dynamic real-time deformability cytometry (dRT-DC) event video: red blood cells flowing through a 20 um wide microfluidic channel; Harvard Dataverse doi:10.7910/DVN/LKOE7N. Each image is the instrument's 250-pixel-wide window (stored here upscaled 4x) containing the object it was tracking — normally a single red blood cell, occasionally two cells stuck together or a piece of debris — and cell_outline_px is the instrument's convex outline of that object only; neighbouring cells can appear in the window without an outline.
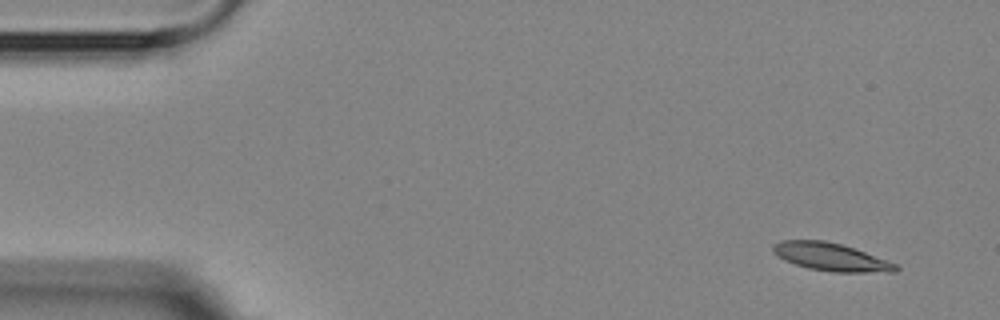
{"species": "Egyptian fruit bat (a non-hibernating species)", "species_latin": "Rousettus aegyptiacus", "temperature_condition": "room temperature", "stored_images_in_passage": 8, "camera_frame_rate_fps": 3000, "um_per_image_px": 0.085, "animal": {"sex": "female"}, "frame": {"image": 1, "passage_image": 1, "time_ms": 0.0, "image_size_px": [1000, 320], "cell_outline_px": [[900, 268], [896, 272], [832, 272], [808, 268], [784, 260], [772, 252], [772, 244], [780, 240], [824, 240], [840, 244], [864, 252], [896, 264]], "centroid_in_image_um": [70.58, 21.84], "position_along_channel_um": 14.4, "area_um2": 19.77}}
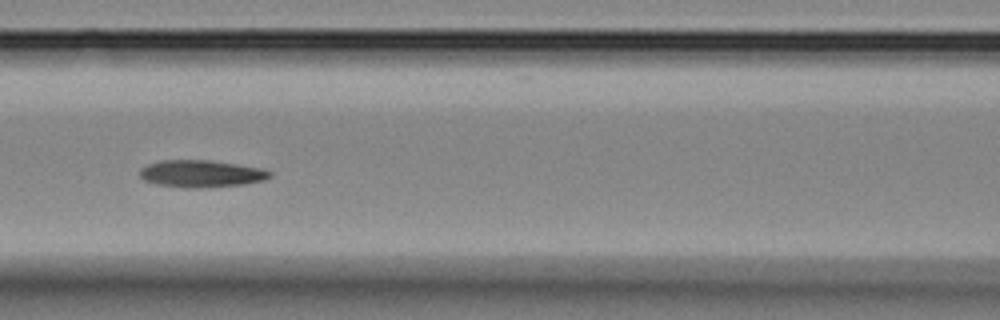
{"frame": {"image": 2, "passage_image": 7, "time_ms": 6.667, "image_size_px": [1000, 320], "cell_outline_px": [[272, 176], [264, 180], [244, 184], [200, 188], [184, 188], [156, 184], [144, 180], [140, 176], [140, 168], [148, 164], [160, 160], [208, 160], [236, 164], [260, 168], [272, 172]], "centroid_in_image_um": [17.08, 14.77], "position_along_channel_um": 149.5, "area_um2": 20.58}}
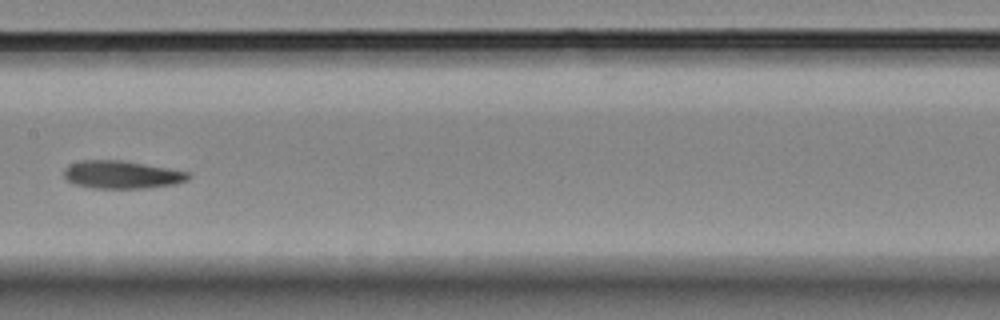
{"frame": {"image": 3, "passage_image": 8, "time_ms": 8.0, "image_size_px": [1000, 320], "cell_outline_px": [[192, 176], [188, 180], [176, 184], [148, 188], [92, 188], [72, 184], [64, 180], [64, 168], [80, 160], [120, 160], [192, 172]], "centroid_in_image_um": [10.36, 14.85], "position_along_channel_um": 197.0, "area_um2": 20.46}}